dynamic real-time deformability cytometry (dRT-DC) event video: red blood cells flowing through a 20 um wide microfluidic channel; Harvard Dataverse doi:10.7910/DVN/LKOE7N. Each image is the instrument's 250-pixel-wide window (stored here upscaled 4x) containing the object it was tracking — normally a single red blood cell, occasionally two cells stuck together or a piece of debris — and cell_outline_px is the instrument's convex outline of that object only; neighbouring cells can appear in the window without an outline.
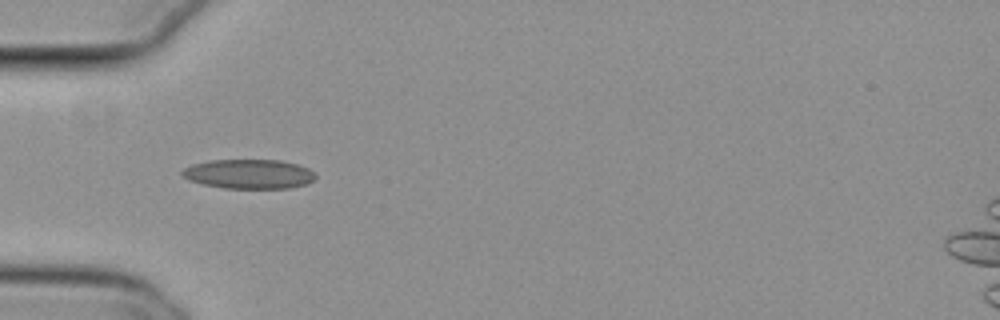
{"species": "common noctule bat (a hibernating species)", "species_latin": "Nyctalus noctula", "temperature_condition": "cold", "stored_images_in_passage": 38, "camera_frame_rate_fps": 3000, "um_per_image_px": 0.085, "animal": {"sex": "female", "body_mass_g": 29.2, "forearm_length_mm": 56.3}, "frame": {"image": 1, "passage_image": 1, "time_ms": 0.0, "image_size_px": [1000, 320], "cell_outline_px": [[316, 176], [308, 184], [288, 188], [224, 188], [204, 184], [188, 180], [180, 172], [184, 168], [192, 164], [208, 160], [280, 160], [296, 164], [308, 168]], "centroid_in_image_um": [21.14, 14.78], "position_along_channel_um": 63.9, "area_um2": 22.77}}
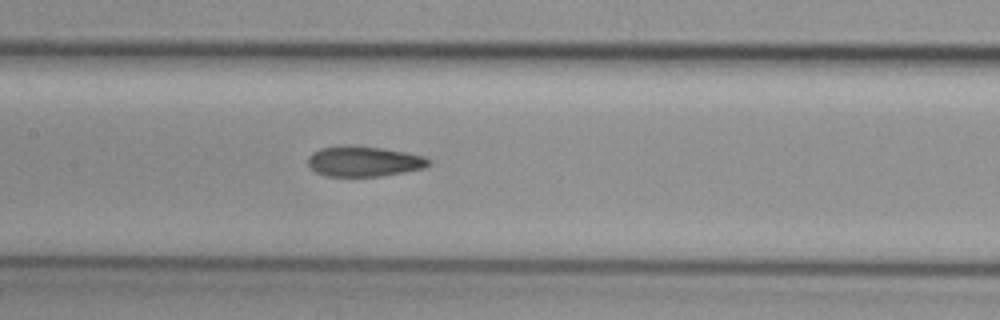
{"frame": {"image": 2, "passage_image": 10, "time_ms": 3.0, "image_size_px": [1000, 320], "cell_outline_px": [[432, 160], [424, 168], [384, 176], [324, 176], [316, 172], [308, 164], [308, 156], [312, 152], [320, 148], [380, 148], [404, 152], [424, 156]], "centroid_in_image_um": [30.96, 13.76], "position_along_channel_um": 176.4, "area_um2": 20.58}}
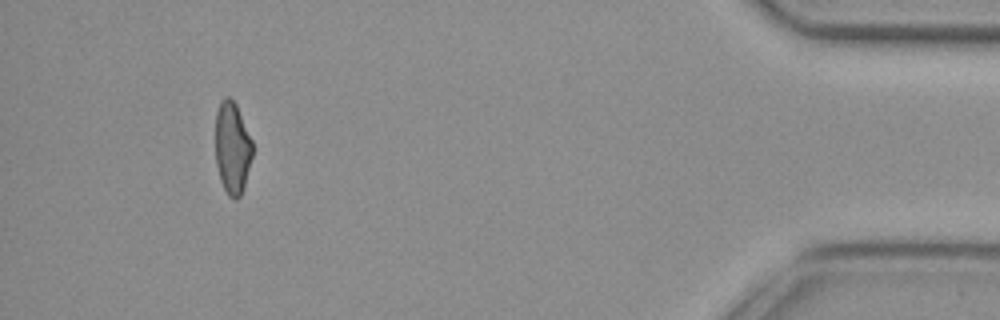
{"frame": {"image": 3, "passage_image": 34, "time_ms": 11.0, "image_size_px": [1000, 320], "cell_outline_px": [[252, 156], [244, 188], [240, 196], [236, 200], [228, 196], [220, 180], [216, 164], [216, 112], [220, 100], [224, 96], [228, 96], [236, 104], [252, 140]], "centroid_in_image_um": [19.74, 12.57], "position_along_channel_um": 415.5, "area_um2": 19.94}, "authors_computed_cell_mechanics": {"area_um2": 21.3282, "velocity_mm_per_s": 3.813, "shape_relaxation_time_tau1_ms": null, "shape_relaxation_time_tau2_ms": 3.2297, "deformation_change_tau1": null, "deformation_change_tau2": 0.1054}}